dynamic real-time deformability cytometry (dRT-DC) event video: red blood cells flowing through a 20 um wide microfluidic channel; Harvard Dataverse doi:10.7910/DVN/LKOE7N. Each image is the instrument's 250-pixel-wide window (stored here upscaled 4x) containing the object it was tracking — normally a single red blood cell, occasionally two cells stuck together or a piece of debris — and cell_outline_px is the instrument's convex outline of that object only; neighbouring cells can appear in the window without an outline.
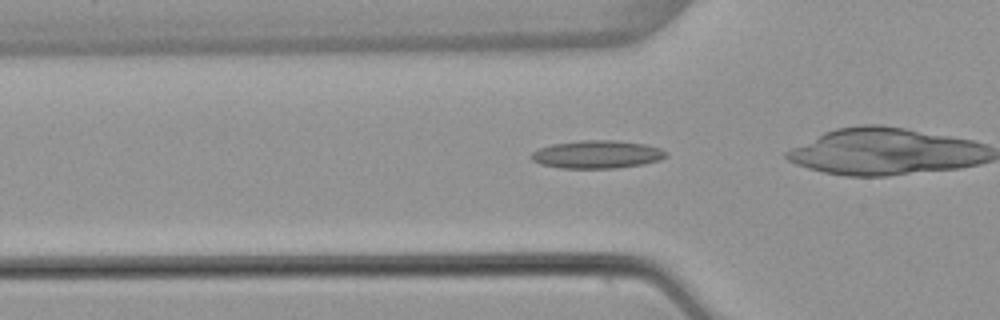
{"species": "common noctule bat (a hibernating species)", "species_latin": "Nyctalus noctula", "temperature_condition": "warm", "stored_images_in_passage": 38, "camera_frame_rate_fps": 3000, "um_per_image_px": 0.085, "animal": {"sex": "female", "body_mass_g": 22.7, "forearm_length_mm": 54.2}, "frame": {"image": 1, "passage_image": 14, "time_ms": 4.333, "image_size_px": [1000, 320], "cell_outline_px": [[668, 156], [660, 160], [644, 164], [616, 168], [560, 168], [540, 164], [532, 160], [528, 156], [532, 152], [540, 148], [552, 144], [580, 140], [616, 140], [644, 144], [660, 148], [668, 152]], "centroid_in_image_um": [50.75, 13.12], "position_along_channel_um": 75.0, "area_um2": 22.14}}
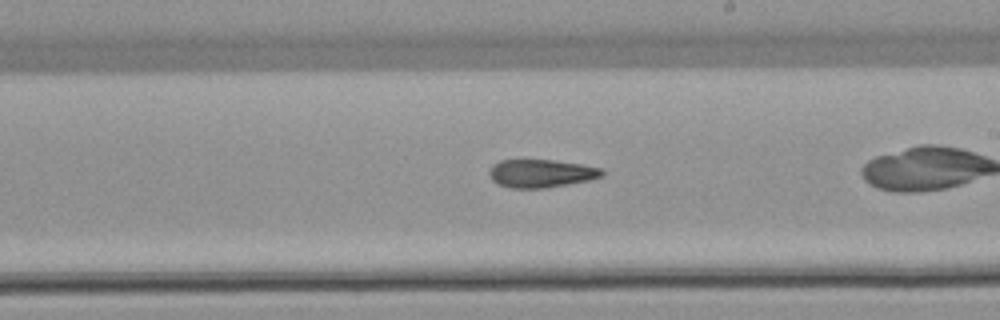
{"frame": {"image": 2, "passage_image": 27, "time_ms": 8.667, "image_size_px": [1000, 320], "cell_outline_px": [[604, 176], [592, 180], [544, 188], [512, 188], [496, 184], [492, 180], [488, 172], [492, 164], [500, 160], [552, 160], [580, 164], [604, 168]], "centroid_in_image_um": [46.01, 14.74], "position_along_channel_um": 243.0, "area_um2": 18.67}}
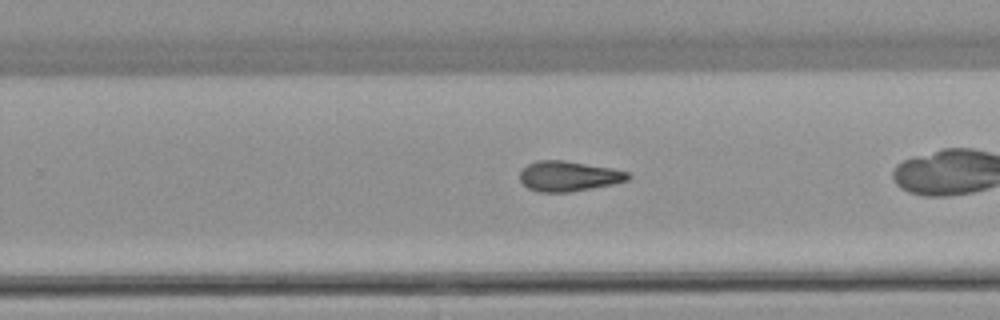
{"frame": {"image": 3, "passage_image": 30, "time_ms": 9.667, "image_size_px": [1000, 320], "cell_outline_px": [[632, 176], [628, 180], [612, 184], [568, 192], [540, 192], [528, 188], [520, 180], [520, 172], [528, 164], [536, 160], [564, 160], [612, 168], [628, 172]], "centroid_in_image_um": [48.33, 14.96], "position_along_channel_um": 281.5, "area_um2": 18.9}}